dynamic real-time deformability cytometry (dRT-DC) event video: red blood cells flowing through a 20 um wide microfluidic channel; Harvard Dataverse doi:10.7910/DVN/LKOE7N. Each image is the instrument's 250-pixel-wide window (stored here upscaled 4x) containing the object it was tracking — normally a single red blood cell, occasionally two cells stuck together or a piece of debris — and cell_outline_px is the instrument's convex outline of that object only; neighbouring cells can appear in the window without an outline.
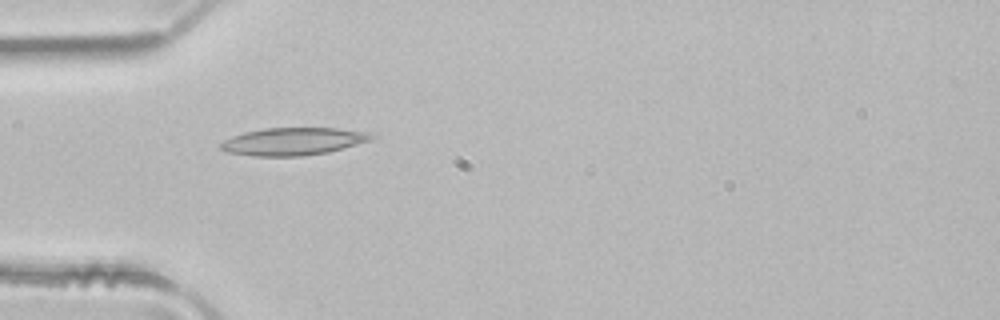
{"species": "common noctule bat (a hibernating species)", "species_latin": "Nyctalus noctula", "temperature_condition": "room temperature", "stored_images_in_passage": 3, "camera_frame_rate_fps": 3000, "um_per_image_px": 0.085, "animal": {"sex": "male", "body_mass_g": 21.5, "forearm_length_mm": 52.0}, "frame": {"image": 1, "passage_image": 3, "time_ms": 0.667, "image_size_px": [1000, 320], "cell_outline_px": [[376, 136], [372, 140], [328, 152], [304, 156], [252, 156], [228, 152], [220, 148], [220, 144], [224, 140], [232, 136], [244, 132], [264, 128], [336, 128], [368, 132]], "centroid_in_image_um": [24.92, 12.02], "position_along_channel_um": 60.1, "area_um2": 24.22}}